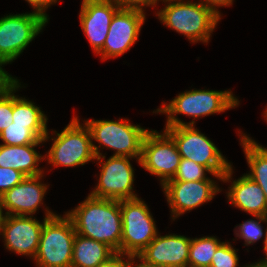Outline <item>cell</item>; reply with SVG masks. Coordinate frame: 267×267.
Instances as JSON below:
<instances>
[{
  "mask_svg": "<svg viewBox=\"0 0 267 267\" xmlns=\"http://www.w3.org/2000/svg\"><path fill=\"white\" fill-rule=\"evenodd\" d=\"M42 228L43 224L32 216L5 215L0 232L7 249L35 258Z\"/></svg>",
  "mask_w": 267,
  "mask_h": 267,
  "instance_id": "obj_15",
  "label": "cell"
},
{
  "mask_svg": "<svg viewBox=\"0 0 267 267\" xmlns=\"http://www.w3.org/2000/svg\"><path fill=\"white\" fill-rule=\"evenodd\" d=\"M213 180L166 181L162 187L175 217L212 200L220 191Z\"/></svg>",
  "mask_w": 267,
  "mask_h": 267,
  "instance_id": "obj_14",
  "label": "cell"
},
{
  "mask_svg": "<svg viewBox=\"0 0 267 267\" xmlns=\"http://www.w3.org/2000/svg\"><path fill=\"white\" fill-rule=\"evenodd\" d=\"M169 2L157 15L166 26L186 35L192 42H208L210 33L220 18L202 2L192 3L183 0H163Z\"/></svg>",
  "mask_w": 267,
  "mask_h": 267,
  "instance_id": "obj_4",
  "label": "cell"
},
{
  "mask_svg": "<svg viewBox=\"0 0 267 267\" xmlns=\"http://www.w3.org/2000/svg\"><path fill=\"white\" fill-rule=\"evenodd\" d=\"M134 267H150V266H145V265H142L141 263H139L136 266L134 265Z\"/></svg>",
  "mask_w": 267,
  "mask_h": 267,
  "instance_id": "obj_38",
  "label": "cell"
},
{
  "mask_svg": "<svg viewBox=\"0 0 267 267\" xmlns=\"http://www.w3.org/2000/svg\"><path fill=\"white\" fill-rule=\"evenodd\" d=\"M123 255L124 254H122V253L116 252L112 257H110L105 262L100 263L96 267H133L132 265H133V263H135V261H133L135 259V257H133L131 255H127L128 261H125L122 259Z\"/></svg>",
  "mask_w": 267,
  "mask_h": 267,
  "instance_id": "obj_30",
  "label": "cell"
},
{
  "mask_svg": "<svg viewBox=\"0 0 267 267\" xmlns=\"http://www.w3.org/2000/svg\"><path fill=\"white\" fill-rule=\"evenodd\" d=\"M120 9L143 11L142 6L156 5L159 0H114Z\"/></svg>",
  "mask_w": 267,
  "mask_h": 267,
  "instance_id": "obj_31",
  "label": "cell"
},
{
  "mask_svg": "<svg viewBox=\"0 0 267 267\" xmlns=\"http://www.w3.org/2000/svg\"><path fill=\"white\" fill-rule=\"evenodd\" d=\"M264 114H265V117H266V119H267V110L265 111V113H264Z\"/></svg>",
  "mask_w": 267,
  "mask_h": 267,
  "instance_id": "obj_40",
  "label": "cell"
},
{
  "mask_svg": "<svg viewBox=\"0 0 267 267\" xmlns=\"http://www.w3.org/2000/svg\"><path fill=\"white\" fill-rule=\"evenodd\" d=\"M258 221L256 220H247L246 222L240 224L239 231L236 233L237 237L245 239V244L250 245L260 238H262L263 230L260 222H267V217L254 215Z\"/></svg>",
  "mask_w": 267,
  "mask_h": 267,
  "instance_id": "obj_27",
  "label": "cell"
},
{
  "mask_svg": "<svg viewBox=\"0 0 267 267\" xmlns=\"http://www.w3.org/2000/svg\"><path fill=\"white\" fill-rule=\"evenodd\" d=\"M66 214L71 218L77 234L105 243L120 253L122 237L120 201L88 195L83 203Z\"/></svg>",
  "mask_w": 267,
  "mask_h": 267,
  "instance_id": "obj_1",
  "label": "cell"
},
{
  "mask_svg": "<svg viewBox=\"0 0 267 267\" xmlns=\"http://www.w3.org/2000/svg\"><path fill=\"white\" fill-rule=\"evenodd\" d=\"M52 147L48 152V163L53 166L75 167L84 165L90 160L98 161L105 156L98 151L92 142L91 133L86 124L82 127L79 120L73 117L61 133L56 134Z\"/></svg>",
  "mask_w": 267,
  "mask_h": 267,
  "instance_id": "obj_6",
  "label": "cell"
},
{
  "mask_svg": "<svg viewBox=\"0 0 267 267\" xmlns=\"http://www.w3.org/2000/svg\"><path fill=\"white\" fill-rule=\"evenodd\" d=\"M2 209H3V206H2L1 196H0V229H1V225L3 223L4 217H5V215L3 216ZM0 234H1V232H0Z\"/></svg>",
  "mask_w": 267,
  "mask_h": 267,
  "instance_id": "obj_36",
  "label": "cell"
},
{
  "mask_svg": "<svg viewBox=\"0 0 267 267\" xmlns=\"http://www.w3.org/2000/svg\"><path fill=\"white\" fill-rule=\"evenodd\" d=\"M48 21L32 12L0 18V60H15Z\"/></svg>",
  "mask_w": 267,
  "mask_h": 267,
  "instance_id": "obj_9",
  "label": "cell"
},
{
  "mask_svg": "<svg viewBox=\"0 0 267 267\" xmlns=\"http://www.w3.org/2000/svg\"><path fill=\"white\" fill-rule=\"evenodd\" d=\"M119 9L114 0H93L81 6V27L97 54L103 48L111 20Z\"/></svg>",
  "mask_w": 267,
  "mask_h": 267,
  "instance_id": "obj_16",
  "label": "cell"
},
{
  "mask_svg": "<svg viewBox=\"0 0 267 267\" xmlns=\"http://www.w3.org/2000/svg\"><path fill=\"white\" fill-rule=\"evenodd\" d=\"M239 103L230 91L213 90H192L186 91L175 97L169 104L163 106L155 112L168 115L166 127H178L188 125L183 123L176 114L192 116L194 119L208 116L215 113L224 112L227 109L237 106Z\"/></svg>",
  "mask_w": 267,
  "mask_h": 267,
  "instance_id": "obj_5",
  "label": "cell"
},
{
  "mask_svg": "<svg viewBox=\"0 0 267 267\" xmlns=\"http://www.w3.org/2000/svg\"><path fill=\"white\" fill-rule=\"evenodd\" d=\"M5 63L0 60V95L3 94L8 88H10L17 79L11 77L4 69H2V65Z\"/></svg>",
  "mask_w": 267,
  "mask_h": 267,
  "instance_id": "obj_33",
  "label": "cell"
},
{
  "mask_svg": "<svg viewBox=\"0 0 267 267\" xmlns=\"http://www.w3.org/2000/svg\"><path fill=\"white\" fill-rule=\"evenodd\" d=\"M58 1V0H57ZM90 1H93V0H83L82 2V5L86 4V3H89Z\"/></svg>",
  "mask_w": 267,
  "mask_h": 267,
  "instance_id": "obj_39",
  "label": "cell"
},
{
  "mask_svg": "<svg viewBox=\"0 0 267 267\" xmlns=\"http://www.w3.org/2000/svg\"><path fill=\"white\" fill-rule=\"evenodd\" d=\"M145 14L139 10L119 9L113 16L102 50V60L115 58L126 51L138 39Z\"/></svg>",
  "mask_w": 267,
  "mask_h": 267,
  "instance_id": "obj_12",
  "label": "cell"
},
{
  "mask_svg": "<svg viewBox=\"0 0 267 267\" xmlns=\"http://www.w3.org/2000/svg\"><path fill=\"white\" fill-rule=\"evenodd\" d=\"M13 123L27 125V128L32 129L42 140H48L47 117L31 101L18 98L14 93Z\"/></svg>",
  "mask_w": 267,
  "mask_h": 267,
  "instance_id": "obj_21",
  "label": "cell"
},
{
  "mask_svg": "<svg viewBox=\"0 0 267 267\" xmlns=\"http://www.w3.org/2000/svg\"><path fill=\"white\" fill-rule=\"evenodd\" d=\"M233 0H203L201 1L205 6L209 7L215 14L220 17L219 11H217V6H229L232 4Z\"/></svg>",
  "mask_w": 267,
  "mask_h": 267,
  "instance_id": "obj_34",
  "label": "cell"
},
{
  "mask_svg": "<svg viewBox=\"0 0 267 267\" xmlns=\"http://www.w3.org/2000/svg\"><path fill=\"white\" fill-rule=\"evenodd\" d=\"M84 124L89 128L93 140L116 150L114 156L137 157L140 164L142 142L149 130L139 125H132L125 119H120V121L88 120Z\"/></svg>",
  "mask_w": 267,
  "mask_h": 267,
  "instance_id": "obj_8",
  "label": "cell"
},
{
  "mask_svg": "<svg viewBox=\"0 0 267 267\" xmlns=\"http://www.w3.org/2000/svg\"><path fill=\"white\" fill-rule=\"evenodd\" d=\"M122 237L120 253L137 257L156 237L157 228L147 205L138 197L120 201Z\"/></svg>",
  "mask_w": 267,
  "mask_h": 267,
  "instance_id": "obj_7",
  "label": "cell"
},
{
  "mask_svg": "<svg viewBox=\"0 0 267 267\" xmlns=\"http://www.w3.org/2000/svg\"><path fill=\"white\" fill-rule=\"evenodd\" d=\"M39 144H26L20 146L0 145V167L13 168L25 176L42 174L38 169V162L45 160L34 148Z\"/></svg>",
  "mask_w": 267,
  "mask_h": 267,
  "instance_id": "obj_19",
  "label": "cell"
},
{
  "mask_svg": "<svg viewBox=\"0 0 267 267\" xmlns=\"http://www.w3.org/2000/svg\"><path fill=\"white\" fill-rule=\"evenodd\" d=\"M205 171L210 173L206 167L197 164L192 160L181 158L176 174L172 179L168 181L211 180L208 177L207 178L205 177L206 175Z\"/></svg>",
  "mask_w": 267,
  "mask_h": 267,
  "instance_id": "obj_25",
  "label": "cell"
},
{
  "mask_svg": "<svg viewBox=\"0 0 267 267\" xmlns=\"http://www.w3.org/2000/svg\"><path fill=\"white\" fill-rule=\"evenodd\" d=\"M127 156H111L101 165L99 183L89 195L95 198L127 200L137 198L133 193L134 170Z\"/></svg>",
  "mask_w": 267,
  "mask_h": 267,
  "instance_id": "obj_11",
  "label": "cell"
},
{
  "mask_svg": "<svg viewBox=\"0 0 267 267\" xmlns=\"http://www.w3.org/2000/svg\"><path fill=\"white\" fill-rule=\"evenodd\" d=\"M230 203L249 214L267 217V199L262 188L248 175L234 180L228 195Z\"/></svg>",
  "mask_w": 267,
  "mask_h": 267,
  "instance_id": "obj_18",
  "label": "cell"
},
{
  "mask_svg": "<svg viewBox=\"0 0 267 267\" xmlns=\"http://www.w3.org/2000/svg\"><path fill=\"white\" fill-rule=\"evenodd\" d=\"M181 155L173 138L165 131L146 133L142 142L140 165L152 175L161 177V185L176 174Z\"/></svg>",
  "mask_w": 267,
  "mask_h": 267,
  "instance_id": "obj_10",
  "label": "cell"
},
{
  "mask_svg": "<svg viewBox=\"0 0 267 267\" xmlns=\"http://www.w3.org/2000/svg\"><path fill=\"white\" fill-rule=\"evenodd\" d=\"M116 252L105 243L75 235L71 267H96Z\"/></svg>",
  "mask_w": 267,
  "mask_h": 267,
  "instance_id": "obj_20",
  "label": "cell"
},
{
  "mask_svg": "<svg viewBox=\"0 0 267 267\" xmlns=\"http://www.w3.org/2000/svg\"><path fill=\"white\" fill-rule=\"evenodd\" d=\"M46 210L39 248L34 258L38 267H71L76 235L71 218Z\"/></svg>",
  "mask_w": 267,
  "mask_h": 267,
  "instance_id": "obj_3",
  "label": "cell"
},
{
  "mask_svg": "<svg viewBox=\"0 0 267 267\" xmlns=\"http://www.w3.org/2000/svg\"><path fill=\"white\" fill-rule=\"evenodd\" d=\"M0 138L4 142L3 145L13 146L40 144L44 142L32 129L27 128V125L14 123L0 132Z\"/></svg>",
  "mask_w": 267,
  "mask_h": 267,
  "instance_id": "obj_24",
  "label": "cell"
},
{
  "mask_svg": "<svg viewBox=\"0 0 267 267\" xmlns=\"http://www.w3.org/2000/svg\"><path fill=\"white\" fill-rule=\"evenodd\" d=\"M194 121L188 125L166 127L165 131L175 141L181 158H186L206 167L218 179L229 181L232 166L219 149L204 134L195 129Z\"/></svg>",
  "mask_w": 267,
  "mask_h": 267,
  "instance_id": "obj_2",
  "label": "cell"
},
{
  "mask_svg": "<svg viewBox=\"0 0 267 267\" xmlns=\"http://www.w3.org/2000/svg\"><path fill=\"white\" fill-rule=\"evenodd\" d=\"M26 176L13 168L0 167V196L19 184Z\"/></svg>",
  "mask_w": 267,
  "mask_h": 267,
  "instance_id": "obj_29",
  "label": "cell"
},
{
  "mask_svg": "<svg viewBox=\"0 0 267 267\" xmlns=\"http://www.w3.org/2000/svg\"><path fill=\"white\" fill-rule=\"evenodd\" d=\"M238 255L228 242H223L216 250L210 267H237Z\"/></svg>",
  "mask_w": 267,
  "mask_h": 267,
  "instance_id": "obj_28",
  "label": "cell"
},
{
  "mask_svg": "<svg viewBox=\"0 0 267 267\" xmlns=\"http://www.w3.org/2000/svg\"><path fill=\"white\" fill-rule=\"evenodd\" d=\"M246 267H267V263H260V264H257V265H248Z\"/></svg>",
  "mask_w": 267,
  "mask_h": 267,
  "instance_id": "obj_37",
  "label": "cell"
},
{
  "mask_svg": "<svg viewBox=\"0 0 267 267\" xmlns=\"http://www.w3.org/2000/svg\"><path fill=\"white\" fill-rule=\"evenodd\" d=\"M43 174L26 176L19 184L1 196L5 215H32L42 203L47 185L40 183Z\"/></svg>",
  "mask_w": 267,
  "mask_h": 267,
  "instance_id": "obj_17",
  "label": "cell"
},
{
  "mask_svg": "<svg viewBox=\"0 0 267 267\" xmlns=\"http://www.w3.org/2000/svg\"><path fill=\"white\" fill-rule=\"evenodd\" d=\"M20 87L18 80L0 95V132L13 123V92Z\"/></svg>",
  "mask_w": 267,
  "mask_h": 267,
  "instance_id": "obj_26",
  "label": "cell"
},
{
  "mask_svg": "<svg viewBox=\"0 0 267 267\" xmlns=\"http://www.w3.org/2000/svg\"><path fill=\"white\" fill-rule=\"evenodd\" d=\"M32 8L36 11L35 13L41 15L44 19L48 21V16L45 13V10L53 3H56L57 0H26Z\"/></svg>",
  "mask_w": 267,
  "mask_h": 267,
  "instance_id": "obj_32",
  "label": "cell"
},
{
  "mask_svg": "<svg viewBox=\"0 0 267 267\" xmlns=\"http://www.w3.org/2000/svg\"><path fill=\"white\" fill-rule=\"evenodd\" d=\"M265 240H264V250L266 251V256H267V229L265 231ZM260 263H267V257L264 259V260H261L257 263H253L252 265H257V264H260Z\"/></svg>",
  "mask_w": 267,
  "mask_h": 267,
  "instance_id": "obj_35",
  "label": "cell"
},
{
  "mask_svg": "<svg viewBox=\"0 0 267 267\" xmlns=\"http://www.w3.org/2000/svg\"><path fill=\"white\" fill-rule=\"evenodd\" d=\"M241 141L251 169L246 175L262 188L267 199V149L244 134L241 136Z\"/></svg>",
  "mask_w": 267,
  "mask_h": 267,
  "instance_id": "obj_22",
  "label": "cell"
},
{
  "mask_svg": "<svg viewBox=\"0 0 267 267\" xmlns=\"http://www.w3.org/2000/svg\"><path fill=\"white\" fill-rule=\"evenodd\" d=\"M222 243L210 236L191 239L188 267H210L212 258Z\"/></svg>",
  "mask_w": 267,
  "mask_h": 267,
  "instance_id": "obj_23",
  "label": "cell"
},
{
  "mask_svg": "<svg viewBox=\"0 0 267 267\" xmlns=\"http://www.w3.org/2000/svg\"><path fill=\"white\" fill-rule=\"evenodd\" d=\"M190 238L181 235L158 236L137 255L142 265L150 267H188Z\"/></svg>",
  "mask_w": 267,
  "mask_h": 267,
  "instance_id": "obj_13",
  "label": "cell"
}]
</instances>
